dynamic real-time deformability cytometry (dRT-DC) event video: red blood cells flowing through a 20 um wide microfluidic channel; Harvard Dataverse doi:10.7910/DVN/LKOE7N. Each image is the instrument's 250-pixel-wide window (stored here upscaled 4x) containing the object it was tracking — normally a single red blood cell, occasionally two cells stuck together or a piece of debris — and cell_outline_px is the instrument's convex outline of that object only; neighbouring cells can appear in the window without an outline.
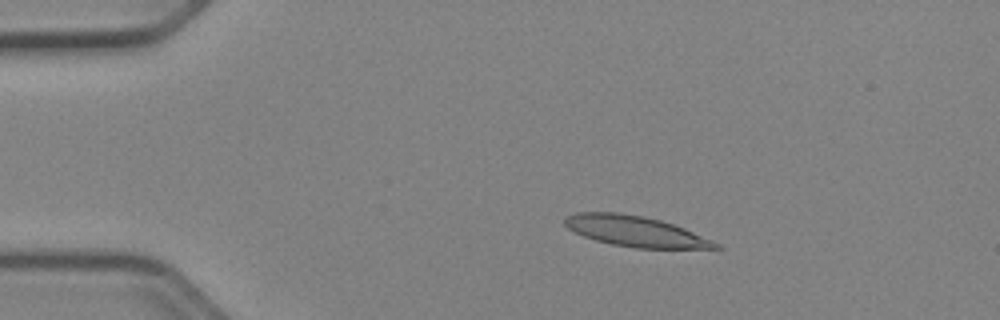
{"species": "Egyptian fruit bat (a non-hibernating species)", "species_latin": "Rousettus aegyptiacus", "temperature_condition": "cold", "stored_images_in_passage": 12, "camera_frame_rate_fps": 3000, "um_per_image_px": 0.085, "animal": {"sex": "female"}, "frame": {"image": 1, "passage_image": 10, "time_ms": 3.0, "image_size_px": [1000, 320], "cell_outline_px": [[724, 248], [636, 248], [612, 244], [596, 240], [584, 236], [568, 228], [564, 224], [564, 216], [576, 212], [616, 212], [644, 216], [660, 220], [684, 228], [712, 240], [720, 244]], "centroid_in_image_um": [53.98, 19.65], "position_along_channel_um": 31.0, "area_um2": 26.7}}